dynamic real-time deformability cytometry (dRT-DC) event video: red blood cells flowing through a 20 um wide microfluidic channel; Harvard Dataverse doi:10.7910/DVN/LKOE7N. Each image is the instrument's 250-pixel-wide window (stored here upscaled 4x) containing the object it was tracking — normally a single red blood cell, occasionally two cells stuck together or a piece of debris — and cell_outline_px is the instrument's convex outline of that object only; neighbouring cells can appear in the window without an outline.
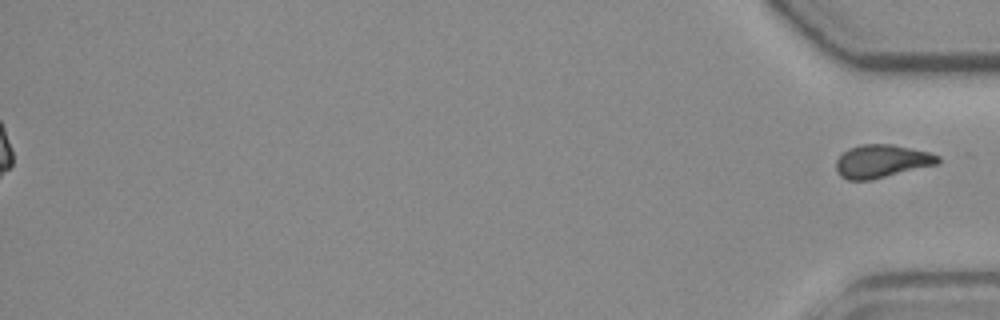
{"species": "common noctule bat (a hibernating species)", "species_latin": "Nyctalus noctula", "temperature_condition": "room temperature", "stored_images_in_passage": 49, "segment_of_instrument_passage": [2, 2], "camera_frame_rate_fps": 3000, "um_per_image_px": 0.085, "animal": {"sex": "female", "body_mass_g": 19.3, "forearm_length_mm": 54.1}, "frame": {"image": 1, "passage_image": 49, "time_ms": 16.0, "image_size_px": [1000, 320], "cell_outline_px": [[940, 160], [936, 164], [872, 180], [848, 180], [840, 176], [836, 172], [836, 160], [848, 148], [860, 144], [892, 144], [928, 152], [940, 156]], "centroid_in_image_um": [74.9, 13.7], "position_along_channel_um": 360.3, "area_um2": 19.59}}